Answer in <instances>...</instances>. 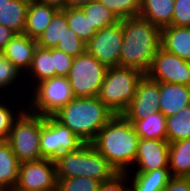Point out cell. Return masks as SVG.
I'll list each match as a JSON object with an SVG mask.
<instances>
[{
	"mask_svg": "<svg viewBox=\"0 0 190 191\" xmlns=\"http://www.w3.org/2000/svg\"><path fill=\"white\" fill-rule=\"evenodd\" d=\"M139 139L132 123L123 114H115L91 144L117 173H126L133 167Z\"/></svg>",
	"mask_w": 190,
	"mask_h": 191,
	"instance_id": "1",
	"label": "cell"
},
{
	"mask_svg": "<svg viewBox=\"0 0 190 191\" xmlns=\"http://www.w3.org/2000/svg\"><path fill=\"white\" fill-rule=\"evenodd\" d=\"M121 21L123 44L120 66L135 68L146 74L160 48L161 29L140 16Z\"/></svg>",
	"mask_w": 190,
	"mask_h": 191,
	"instance_id": "2",
	"label": "cell"
},
{
	"mask_svg": "<svg viewBox=\"0 0 190 191\" xmlns=\"http://www.w3.org/2000/svg\"><path fill=\"white\" fill-rule=\"evenodd\" d=\"M114 115L115 113L95 96L74 98L52 116L69 127L85 143H91Z\"/></svg>",
	"mask_w": 190,
	"mask_h": 191,
	"instance_id": "3",
	"label": "cell"
},
{
	"mask_svg": "<svg viewBox=\"0 0 190 191\" xmlns=\"http://www.w3.org/2000/svg\"><path fill=\"white\" fill-rule=\"evenodd\" d=\"M54 163L57 180L85 176L105 182L117 174L91 143H85L77 151L58 156Z\"/></svg>",
	"mask_w": 190,
	"mask_h": 191,
	"instance_id": "4",
	"label": "cell"
},
{
	"mask_svg": "<svg viewBox=\"0 0 190 191\" xmlns=\"http://www.w3.org/2000/svg\"><path fill=\"white\" fill-rule=\"evenodd\" d=\"M145 74L131 67H108L98 98L115 114H122L135 96Z\"/></svg>",
	"mask_w": 190,
	"mask_h": 191,
	"instance_id": "5",
	"label": "cell"
},
{
	"mask_svg": "<svg viewBox=\"0 0 190 191\" xmlns=\"http://www.w3.org/2000/svg\"><path fill=\"white\" fill-rule=\"evenodd\" d=\"M67 77L55 76L37 83L26 98V109L36 115L52 116L74 99Z\"/></svg>",
	"mask_w": 190,
	"mask_h": 191,
	"instance_id": "6",
	"label": "cell"
},
{
	"mask_svg": "<svg viewBox=\"0 0 190 191\" xmlns=\"http://www.w3.org/2000/svg\"><path fill=\"white\" fill-rule=\"evenodd\" d=\"M41 115L25 109L13 122L6 141L19 163L43 159L40 150Z\"/></svg>",
	"mask_w": 190,
	"mask_h": 191,
	"instance_id": "7",
	"label": "cell"
},
{
	"mask_svg": "<svg viewBox=\"0 0 190 191\" xmlns=\"http://www.w3.org/2000/svg\"><path fill=\"white\" fill-rule=\"evenodd\" d=\"M108 67L87 51L74 57L67 75L75 98L95 97L100 93Z\"/></svg>",
	"mask_w": 190,
	"mask_h": 191,
	"instance_id": "8",
	"label": "cell"
},
{
	"mask_svg": "<svg viewBox=\"0 0 190 191\" xmlns=\"http://www.w3.org/2000/svg\"><path fill=\"white\" fill-rule=\"evenodd\" d=\"M85 142L53 116H41L40 150L44 159L55 160L64 153L77 151Z\"/></svg>",
	"mask_w": 190,
	"mask_h": 191,
	"instance_id": "9",
	"label": "cell"
},
{
	"mask_svg": "<svg viewBox=\"0 0 190 191\" xmlns=\"http://www.w3.org/2000/svg\"><path fill=\"white\" fill-rule=\"evenodd\" d=\"M123 44L122 21L105 27L86 43V51L107 67L120 66Z\"/></svg>",
	"mask_w": 190,
	"mask_h": 191,
	"instance_id": "10",
	"label": "cell"
},
{
	"mask_svg": "<svg viewBox=\"0 0 190 191\" xmlns=\"http://www.w3.org/2000/svg\"><path fill=\"white\" fill-rule=\"evenodd\" d=\"M146 75L151 80L159 83H175L190 86V62L160 47Z\"/></svg>",
	"mask_w": 190,
	"mask_h": 191,
	"instance_id": "11",
	"label": "cell"
},
{
	"mask_svg": "<svg viewBox=\"0 0 190 191\" xmlns=\"http://www.w3.org/2000/svg\"><path fill=\"white\" fill-rule=\"evenodd\" d=\"M57 181L54 160L43 158L20 163L15 186L25 190L56 191Z\"/></svg>",
	"mask_w": 190,
	"mask_h": 191,
	"instance_id": "12",
	"label": "cell"
},
{
	"mask_svg": "<svg viewBox=\"0 0 190 191\" xmlns=\"http://www.w3.org/2000/svg\"><path fill=\"white\" fill-rule=\"evenodd\" d=\"M160 83L146 74L138 82L137 90L129 107L122 113L131 123L158 111Z\"/></svg>",
	"mask_w": 190,
	"mask_h": 191,
	"instance_id": "13",
	"label": "cell"
},
{
	"mask_svg": "<svg viewBox=\"0 0 190 191\" xmlns=\"http://www.w3.org/2000/svg\"><path fill=\"white\" fill-rule=\"evenodd\" d=\"M169 142L140 138L132 169L129 172H150L169 168Z\"/></svg>",
	"mask_w": 190,
	"mask_h": 191,
	"instance_id": "14",
	"label": "cell"
},
{
	"mask_svg": "<svg viewBox=\"0 0 190 191\" xmlns=\"http://www.w3.org/2000/svg\"><path fill=\"white\" fill-rule=\"evenodd\" d=\"M37 47L36 39L30 38L25 33H16L2 53L25 75L31 66Z\"/></svg>",
	"mask_w": 190,
	"mask_h": 191,
	"instance_id": "15",
	"label": "cell"
},
{
	"mask_svg": "<svg viewBox=\"0 0 190 191\" xmlns=\"http://www.w3.org/2000/svg\"><path fill=\"white\" fill-rule=\"evenodd\" d=\"M27 94L24 74L0 52V96L13 95L26 100Z\"/></svg>",
	"mask_w": 190,
	"mask_h": 191,
	"instance_id": "16",
	"label": "cell"
},
{
	"mask_svg": "<svg viewBox=\"0 0 190 191\" xmlns=\"http://www.w3.org/2000/svg\"><path fill=\"white\" fill-rule=\"evenodd\" d=\"M190 105V86L160 83L159 109L165 117L178 113Z\"/></svg>",
	"mask_w": 190,
	"mask_h": 191,
	"instance_id": "17",
	"label": "cell"
},
{
	"mask_svg": "<svg viewBox=\"0 0 190 191\" xmlns=\"http://www.w3.org/2000/svg\"><path fill=\"white\" fill-rule=\"evenodd\" d=\"M160 47L190 62V27L167 26L161 29Z\"/></svg>",
	"mask_w": 190,
	"mask_h": 191,
	"instance_id": "18",
	"label": "cell"
},
{
	"mask_svg": "<svg viewBox=\"0 0 190 191\" xmlns=\"http://www.w3.org/2000/svg\"><path fill=\"white\" fill-rule=\"evenodd\" d=\"M52 77H55L53 48L45 49L38 46L31 66L24 75L27 91L29 92L37 83Z\"/></svg>",
	"mask_w": 190,
	"mask_h": 191,
	"instance_id": "19",
	"label": "cell"
},
{
	"mask_svg": "<svg viewBox=\"0 0 190 191\" xmlns=\"http://www.w3.org/2000/svg\"><path fill=\"white\" fill-rule=\"evenodd\" d=\"M55 6L34 2L29 4L26 17V25L24 32L27 36L33 39H38L39 36L51 23L54 15L59 11Z\"/></svg>",
	"mask_w": 190,
	"mask_h": 191,
	"instance_id": "20",
	"label": "cell"
},
{
	"mask_svg": "<svg viewBox=\"0 0 190 191\" xmlns=\"http://www.w3.org/2000/svg\"><path fill=\"white\" fill-rule=\"evenodd\" d=\"M126 173L131 191H163L172 177L169 168Z\"/></svg>",
	"mask_w": 190,
	"mask_h": 191,
	"instance_id": "21",
	"label": "cell"
},
{
	"mask_svg": "<svg viewBox=\"0 0 190 191\" xmlns=\"http://www.w3.org/2000/svg\"><path fill=\"white\" fill-rule=\"evenodd\" d=\"M175 0H141L139 16L160 29L170 26Z\"/></svg>",
	"mask_w": 190,
	"mask_h": 191,
	"instance_id": "22",
	"label": "cell"
},
{
	"mask_svg": "<svg viewBox=\"0 0 190 191\" xmlns=\"http://www.w3.org/2000/svg\"><path fill=\"white\" fill-rule=\"evenodd\" d=\"M168 161L172 177H190V139L169 143Z\"/></svg>",
	"mask_w": 190,
	"mask_h": 191,
	"instance_id": "23",
	"label": "cell"
},
{
	"mask_svg": "<svg viewBox=\"0 0 190 191\" xmlns=\"http://www.w3.org/2000/svg\"><path fill=\"white\" fill-rule=\"evenodd\" d=\"M25 109V98L0 96V140H6L8 138L13 122Z\"/></svg>",
	"mask_w": 190,
	"mask_h": 191,
	"instance_id": "24",
	"label": "cell"
},
{
	"mask_svg": "<svg viewBox=\"0 0 190 191\" xmlns=\"http://www.w3.org/2000/svg\"><path fill=\"white\" fill-rule=\"evenodd\" d=\"M19 161L6 140H0V185L13 188L18 180Z\"/></svg>",
	"mask_w": 190,
	"mask_h": 191,
	"instance_id": "25",
	"label": "cell"
},
{
	"mask_svg": "<svg viewBox=\"0 0 190 191\" xmlns=\"http://www.w3.org/2000/svg\"><path fill=\"white\" fill-rule=\"evenodd\" d=\"M29 4L20 0H11L0 8V25L23 33L26 25Z\"/></svg>",
	"mask_w": 190,
	"mask_h": 191,
	"instance_id": "26",
	"label": "cell"
},
{
	"mask_svg": "<svg viewBox=\"0 0 190 191\" xmlns=\"http://www.w3.org/2000/svg\"><path fill=\"white\" fill-rule=\"evenodd\" d=\"M140 138L166 140V117L159 111L132 123Z\"/></svg>",
	"mask_w": 190,
	"mask_h": 191,
	"instance_id": "27",
	"label": "cell"
},
{
	"mask_svg": "<svg viewBox=\"0 0 190 191\" xmlns=\"http://www.w3.org/2000/svg\"><path fill=\"white\" fill-rule=\"evenodd\" d=\"M190 139V105L166 117V140L169 143Z\"/></svg>",
	"mask_w": 190,
	"mask_h": 191,
	"instance_id": "28",
	"label": "cell"
},
{
	"mask_svg": "<svg viewBox=\"0 0 190 191\" xmlns=\"http://www.w3.org/2000/svg\"><path fill=\"white\" fill-rule=\"evenodd\" d=\"M68 26L66 13L63 9H60L54 15L49 26L36 40L38 46L45 49L56 48L59 40H62L65 35Z\"/></svg>",
	"mask_w": 190,
	"mask_h": 191,
	"instance_id": "29",
	"label": "cell"
},
{
	"mask_svg": "<svg viewBox=\"0 0 190 191\" xmlns=\"http://www.w3.org/2000/svg\"><path fill=\"white\" fill-rule=\"evenodd\" d=\"M80 8L83 10L86 18L90 21L91 26L96 31L114 25L120 21L116 15L97 0H92Z\"/></svg>",
	"mask_w": 190,
	"mask_h": 191,
	"instance_id": "30",
	"label": "cell"
},
{
	"mask_svg": "<svg viewBox=\"0 0 190 191\" xmlns=\"http://www.w3.org/2000/svg\"><path fill=\"white\" fill-rule=\"evenodd\" d=\"M68 21V28L72 29L77 36L87 43L97 31L91 26L81 8H64Z\"/></svg>",
	"mask_w": 190,
	"mask_h": 191,
	"instance_id": "31",
	"label": "cell"
},
{
	"mask_svg": "<svg viewBox=\"0 0 190 191\" xmlns=\"http://www.w3.org/2000/svg\"><path fill=\"white\" fill-rule=\"evenodd\" d=\"M119 20L139 16L141 0H97Z\"/></svg>",
	"mask_w": 190,
	"mask_h": 191,
	"instance_id": "32",
	"label": "cell"
},
{
	"mask_svg": "<svg viewBox=\"0 0 190 191\" xmlns=\"http://www.w3.org/2000/svg\"><path fill=\"white\" fill-rule=\"evenodd\" d=\"M101 181L85 176L58 179L56 191H98Z\"/></svg>",
	"mask_w": 190,
	"mask_h": 191,
	"instance_id": "33",
	"label": "cell"
},
{
	"mask_svg": "<svg viewBox=\"0 0 190 191\" xmlns=\"http://www.w3.org/2000/svg\"><path fill=\"white\" fill-rule=\"evenodd\" d=\"M56 49L72 57H77L86 51V43L72 29L67 28L62 40H59Z\"/></svg>",
	"mask_w": 190,
	"mask_h": 191,
	"instance_id": "34",
	"label": "cell"
},
{
	"mask_svg": "<svg viewBox=\"0 0 190 191\" xmlns=\"http://www.w3.org/2000/svg\"><path fill=\"white\" fill-rule=\"evenodd\" d=\"M170 26L190 27V0H175Z\"/></svg>",
	"mask_w": 190,
	"mask_h": 191,
	"instance_id": "35",
	"label": "cell"
},
{
	"mask_svg": "<svg viewBox=\"0 0 190 191\" xmlns=\"http://www.w3.org/2000/svg\"><path fill=\"white\" fill-rule=\"evenodd\" d=\"M74 57L53 48V63L55 76L67 77L73 63Z\"/></svg>",
	"mask_w": 190,
	"mask_h": 191,
	"instance_id": "36",
	"label": "cell"
},
{
	"mask_svg": "<svg viewBox=\"0 0 190 191\" xmlns=\"http://www.w3.org/2000/svg\"><path fill=\"white\" fill-rule=\"evenodd\" d=\"M127 173H117L110 180L101 182L98 191H129Z\"/></svg>",
	"mask_w": 190,
	"mask_h": 191,
	"instance_id": "37",
	"label": "cell"
},
{
	"mask_svg": "<svg viewBox=\"0 0 190 191\" xmlns=\"http://www.w3.org/2000/svg\"><path fill=\"white\" fill-rule=\"evenodd\" d=\"M163 191H190V177H171Z\"/></svg>",
	"mask_w": 190,
	"mask_h": 191,
	"instance_id": "38",
	"label": "cell"
},
{
	"mask_svg": "<svg viewBox=\"0 0 190 191\" xmlns=\"http://www.w3.org/2000/svg\"><path fill=\"white\" fill-rule=\"evenodd\" d=\"M16 35L12 29L0 25V52H2L6 44Z\"/></svg>",
	"mask_w": 190,
	"mask_h": 191,
	"instance_id": "39",
	"label": "cell"
},
{
	"mask_svg": "<svg viewBox=\"0 0 190 191\" xmlns=\"http://www.w3.org/2000/svg\"><path fill=\"white\" fill-rule=\"evenodd\" d=\"M92 0H66V8H80Z\"/></svg>",
	"mask_w": 190,
	"mask_h": 191,
	"instance_id": "40",
	"label": "cell"
},
{
	"mask_svg": "<svg viewBox=\"0 0 190 191\" xmlns=\"http://www.w3.org/2000/svg\"><path fill=\"white\" fill-rule=\"evenodd\" d=\"M38 2L55 6L58 9L66 8V0H38Z\"/></svg>",
	"mask_w": 190,
	"mask_h": 191,
	"instance_id": "41",
	"label": "cell"
},
{
	"mask_svg": "<svg viewBox=\"0 0 190 191\" xmlns=\"http://www.w3.org/2000/svg\"><path fill=\"white\" fill-rule=\"evenodd\" d=\"M8 191H37V190H25V189L14 186L13 188L8 189Z\"/></svg>",
	"mask_w": 190,
	"mask_h": 191,
	"instance_id": "42",
	"label": "cell"
},
{
	"mask_svg": "<svg viewBox=\"0 0 190 191\" xmlns=\"http://www.w3.org/2000/svg\"><path fill=\"white\" fill-rule=\"evenodd\" d=\"M11 0H0V8L4 6L5 4H8V2Z\"/></svg>",
	"mask_w": 190,
	"mask_h": 191,
	"instance_id": "43",
	"label": "cell"
},
{
	"mask_svg": "<svg viewBox=\"0 0 190 191\" xmlns=\"http://www.w3.org/2000/svg\"><path fill=\"white\" fill-rule=\"evenodd\" d=\"M20 1L26 2L27 4L38 2V0H20Z\"/></svg>",
	"mask_w": 190,
	"mask_h": 191,
	"instance_id": "44",
	"label": "cell"
},
{
	"mask_svg": "<svg viewBox=\"0 0 190 191\" xmlns=\"http://www.w3.org/2000/svg\"><path fill=\"white\" fill-rule=\"evenodd\" d=\"M0 191H8V189L0 185Z\"/></svg>",
	"mask_w": 190,
	"mask_h": 191,
	"instance_id": "45",
	"label": "cell"
}]
</instances>
